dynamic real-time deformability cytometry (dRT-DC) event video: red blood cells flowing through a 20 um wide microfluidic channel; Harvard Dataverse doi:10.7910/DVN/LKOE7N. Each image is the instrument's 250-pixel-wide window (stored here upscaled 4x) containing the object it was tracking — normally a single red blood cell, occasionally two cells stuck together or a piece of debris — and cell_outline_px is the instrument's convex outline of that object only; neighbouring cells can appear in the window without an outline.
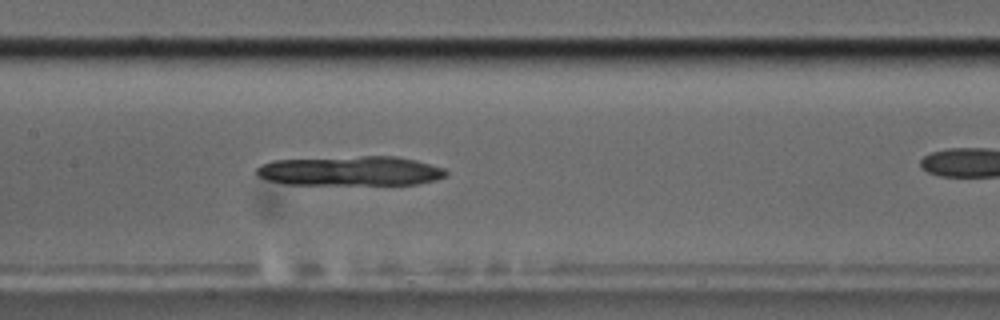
{"species": "common noctule bat (a hibernating species)", "species_latin": "Nyctalus noctula", "temperature_condition": "cold", "stored_images_in_passage": 10, "segment_of_instrument_passage": [1, 2], "camera_frame_rate_fps": 3000, "um_per_image_px": 0.085, "animal": {"sex": "male", "body_mass_g": 17.5, "forearm_length_mm": 52.3}, "frame": {"image": 1, "passage_image": 9, "time_ms": 10.333, "image_size_px": [1000, 320], "cell_outline_px": [[448, 172], [444, 176], [436, 180], [416, 184], [288, 184], [268, 180], [256, 176], [256, 168], [260, 164], [272, 160], [360, 156], [396, 156], [416, 160], [444, 168]], "centroid_in_image_um": [29.77, 14.52], "position_along_channel_um": 177.6, "area_um2": 32.71}}